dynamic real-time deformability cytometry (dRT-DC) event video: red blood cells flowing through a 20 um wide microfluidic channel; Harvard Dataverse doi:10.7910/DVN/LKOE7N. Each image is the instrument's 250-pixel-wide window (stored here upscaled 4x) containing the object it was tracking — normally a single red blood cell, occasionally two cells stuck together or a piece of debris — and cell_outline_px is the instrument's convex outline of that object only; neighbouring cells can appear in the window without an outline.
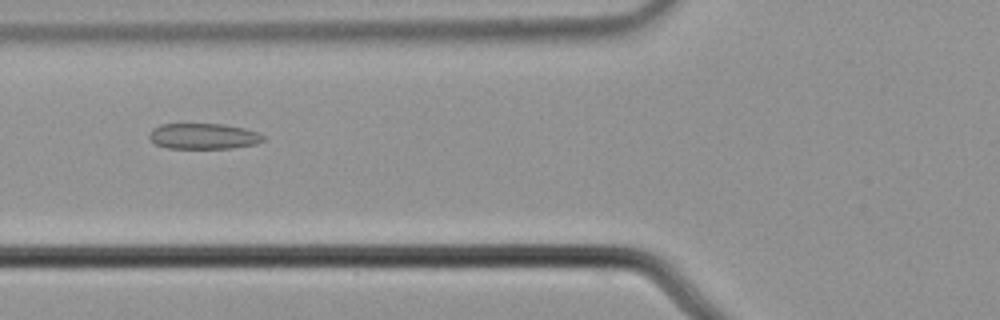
{"species": "common noctule bat (a hibernating species)", "species_latin": "Nyctalus noctula", "temperature_condition": "cold", "stored_images_in_passage": 6, "camera_frame_rate_fps": 3000, "um_per_image_px": 0.085, "animal": {"sex": "male", "body_mass_g": 21.5, "forearm_length_mm": 52.0}, "frame": {"image": 1, "passage_image": 5, "time_ms": 1.333, "image_size_px": [1000, 320], "cell_outline_px": [[264, 140], [256, 144], [232, 148], [168, 148], [156, 144], [148, 136], [152, 128], [160, 124], [224, 124], [244, 128], [260, 132], [264, 136]], "centroid_in_image_um": [17.32, 11.57], "position_along_channel_um": 108.5, "area_um2": 17.17}}
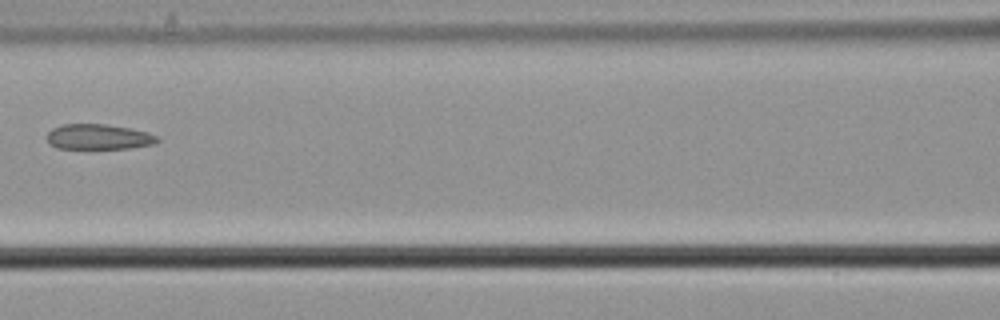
{"frame": {"image": 2, "passage_image": 6, "time_ms": 1.667, "image_size_px": [1000, 320], "cell_outline_px": [[160, 140], [152, 144], [128, 148], [56, 148], [48, 144], [48, 132], [52, 128], [60, 124], [104, 124], [128, 128], [148, 132], [160, 136]], "centroid_in_image_um": [8.37, 11.62], "position_along_channel_um": 158.2, "area_um2": 16.24}}